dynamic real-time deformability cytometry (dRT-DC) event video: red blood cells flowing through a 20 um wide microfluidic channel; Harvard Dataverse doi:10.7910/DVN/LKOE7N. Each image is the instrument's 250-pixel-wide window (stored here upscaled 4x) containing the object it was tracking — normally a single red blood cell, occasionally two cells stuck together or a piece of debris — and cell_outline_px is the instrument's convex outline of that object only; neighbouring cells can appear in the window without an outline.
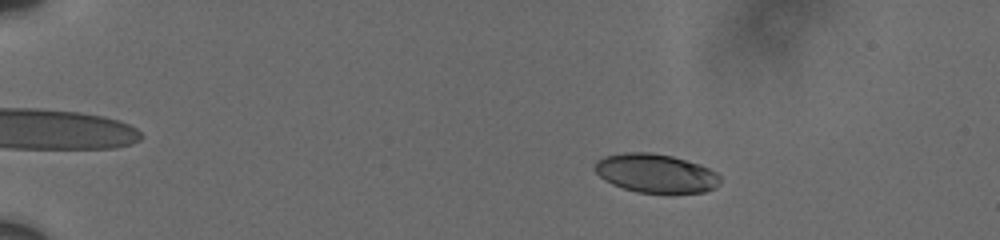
{"species": "human", "species_latin": "Homo sapiens", "temperature_condition": "cold", "stored_images_in_passage": 9, "camera_frame_rate_fps": 3000, "um_per_image_px": 0.085, "donor": {"sex": "male"}, "frame": {"image": 1, "passage_image": 4, "time_ms": 3.333, "image_size_px": [1000, 240], "cell_outline_px": [[720, 184], [704, 192], [636, 192], [612, 184], [604, 180], [592, 168], [596, 160], [604, 156], [624, 152], [648, 152], [672, 156], [700, 164], [716, 172], [720, 176]], "centroid_in_image_um": [55.7, 14.71], "position_along_channel_um": 29.3, "area_um2": 28.26}}
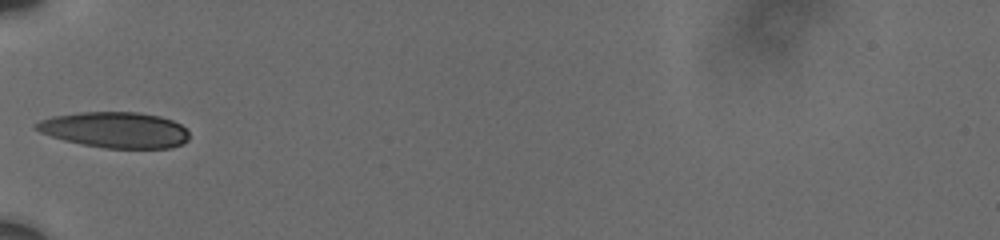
{"frame": {"image": 2, "passage_image": 8, "time_ms": 7.333, "image_size_px": [1000, 240], "cell_outline_px": [[188, 140], [184, 144], [172, 148], [104, 148], [64, 140], [40, 132], [32, 128], [32, 124], [40, 120], [52, 116], [80, 112], [140, 112], [160, 116], [172, 120], [180, 124], [188, 132]], "centroid_in_image_um": [9.77, 11.03], "position_along_channel_um": 75.2, "area_um2": 32.14}}